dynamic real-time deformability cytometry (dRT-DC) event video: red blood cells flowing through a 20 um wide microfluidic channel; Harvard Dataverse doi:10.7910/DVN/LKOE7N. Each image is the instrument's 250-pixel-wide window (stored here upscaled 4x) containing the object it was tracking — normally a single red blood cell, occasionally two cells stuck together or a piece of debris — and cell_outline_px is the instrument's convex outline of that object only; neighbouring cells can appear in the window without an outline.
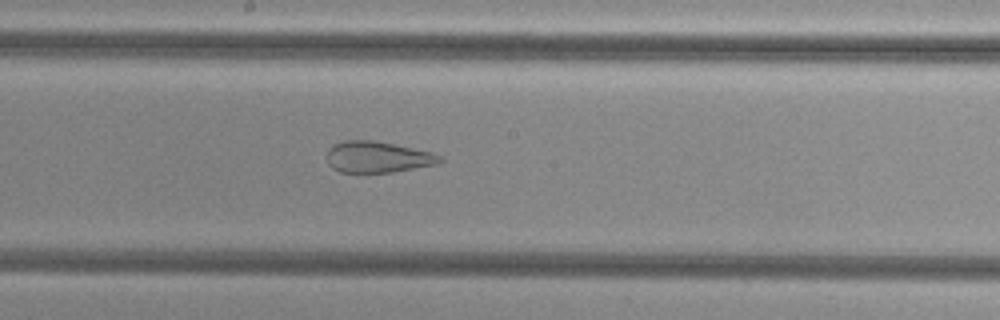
{"species": "common noctule bat (a hibernating species)", "species_latin": "Nyctalus noctula", "temperature_condition": "cold", "stored_images_in_passage": 46, "camera_frame_rate_fps": 3000, "um_per_image_px": 0.085, "animal": {"sex": "female", "body_mass_g": 29.2, "forearm_length_mm": 56.3}, "frame": {"image": 1, "passage_image": 29, "time_ms": 9.333, "image_size_px": [1000, 320], "cell_outline_px": [[444, 160], [436, 164], [392, 172], [340, 172], [332, 168], [328, 164], [328, 148], [332, 144], [344, 140], [372, 140], [396, 144], [432, 152], [444, 156]], "centroid_in_image_um": [32.11, 13.33], "position_along_channel_um": 216.1, "area_um2": 20.69}}
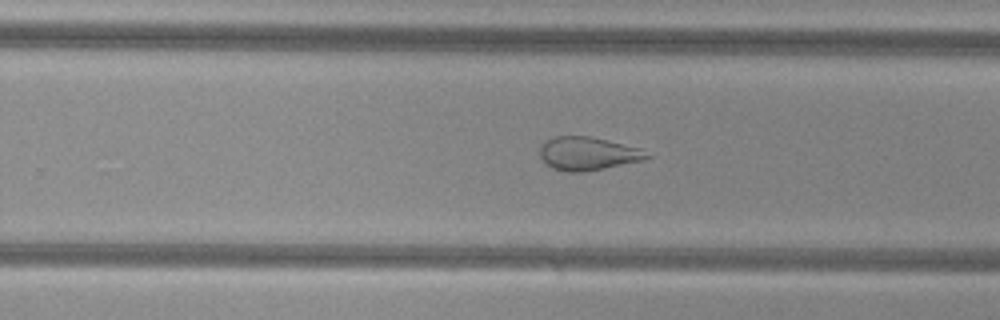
{"frame": {"image": 2, "passage_image": 34, "time_ms": 11.0, "image_size_px": [1000, 320], "cell_outline_px": [[652, 156], [644, 160], [604, 168], [580, 172], [568, 172], [552, 168], [540, 156], [540, 144], [556, 136], [592, 136], [640, 148]], "centroid_in_image_um": [49.98, 13.04], "position_along_channel_um": 279.8, "area_um2": 20.63}}
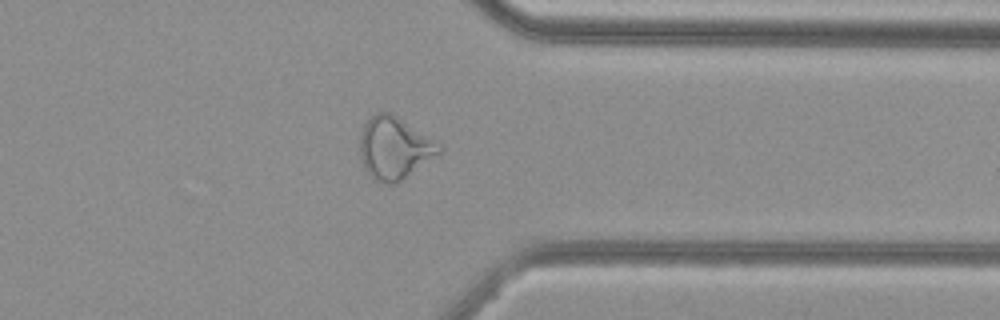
{"frame": {"image": 3, "passage_image": 42, "time_ms": 13.667, "image_size_px": [1000, 320], "cell_outline_px": [[444, 148], [440, 152], [396, 184], [388, 184], [372, 180], [364, 168], [360, 156], [360, 136], [364, 124], [376, 112], [388, 112], [396, 116]], "centroid_in_image_um": [33.46, 12.61], "position_along_channel_um": 377.9, "area_um2": 28.09}}